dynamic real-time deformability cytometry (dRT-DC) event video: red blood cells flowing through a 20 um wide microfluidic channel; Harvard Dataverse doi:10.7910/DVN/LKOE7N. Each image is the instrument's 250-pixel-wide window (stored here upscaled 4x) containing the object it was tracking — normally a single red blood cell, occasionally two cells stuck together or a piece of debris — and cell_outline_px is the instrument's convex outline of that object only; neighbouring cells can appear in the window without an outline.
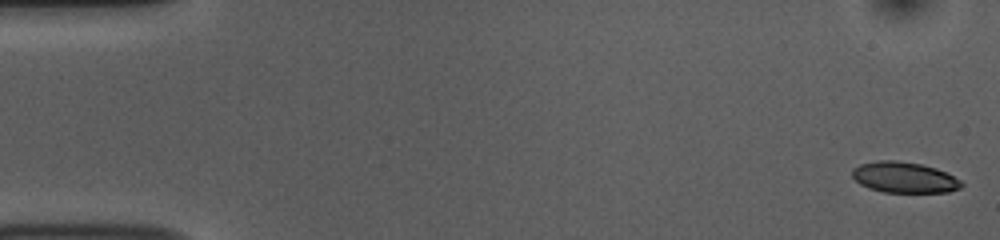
{"species": "common noctule bat (a hibernating species)", "species_latin": "Nyctalus noctula", "temperature_condition": "room temperature", "stored_images_in_passage": 53, "camera_frame_rate_fps": 3000, "um_per_image_px": 0.085, "animal": {"sex": "female", "body_mass_g": 10.0, "forearm_length_mm": 53.1}, "frame": {"image": 1, "passage_image": 1, "time_ms": 0.0, "image_size_px": [1000, 240], "cell_outline_px": [[964, 184], [960, 188], [948, 192], [884, 192], [868, 188], [860, 184], [852, 176], [852, 168], [860, 164], [876, 160], [896, 160], [920, 164], [936, 168], [960, 180]], "centroid_in_image_um": [76.83, 15.07], "position_along_channel_um": 8.2, "area_um2": 19.59}}
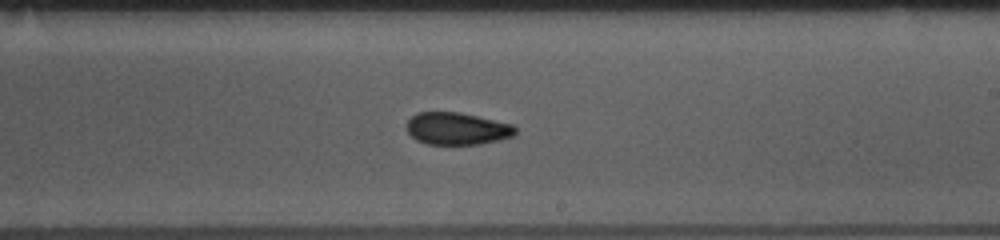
{"frame": {"image": 2, "passage_image": 31, "time_ms": 10.0, "image_size_px": [1000, 240], "cell_outline_px": [[516, 136], [500, 140], [480, 144], [428, 144], [416, 140], [408, 132], [408, 120], [416, 112], [460, 112], [512, 124], [516, 128]], "centroid_in_image_um": [38.88, 10.93], "position_along_channel_um": 250.1, "area_um2": 20.46}}
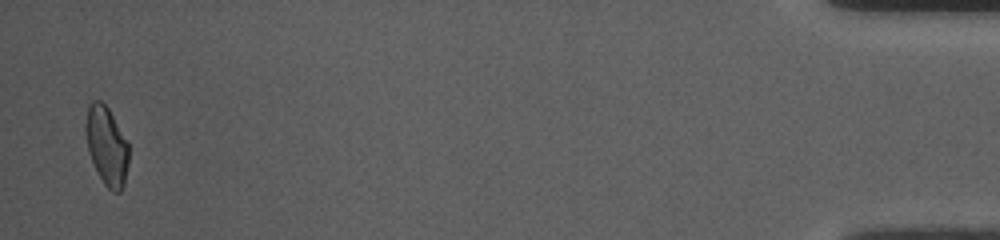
{"frame": {"image": 3, "passage_image": 52, "time_ms": 17.0, "image_size_px": [1000, 240], "cell_outline_px": [[128, 164], [124, 184], [120, 192], [112, 192], [104, 184], [88, 152], [84, 128], [88, 104], [92, 100], [100, 100], [108, 108], [128, 144]], "centroid_in_image_um": [9.04, 12.38], "position_along_channel_um": 426.2, "area_um2": 19.59}, "authors_computed_cell_mechanics": {"area_um2": 20.4034, "velocity_mm_per_s": 3.7605, "shape_relaxation_time_tau1_ms": 6.1906, "shape_relaxation_time_tau2_ms": 2.3799, "deformation_change_tau1": 0.1282, "deformation_change_tau2": 0.0792}}